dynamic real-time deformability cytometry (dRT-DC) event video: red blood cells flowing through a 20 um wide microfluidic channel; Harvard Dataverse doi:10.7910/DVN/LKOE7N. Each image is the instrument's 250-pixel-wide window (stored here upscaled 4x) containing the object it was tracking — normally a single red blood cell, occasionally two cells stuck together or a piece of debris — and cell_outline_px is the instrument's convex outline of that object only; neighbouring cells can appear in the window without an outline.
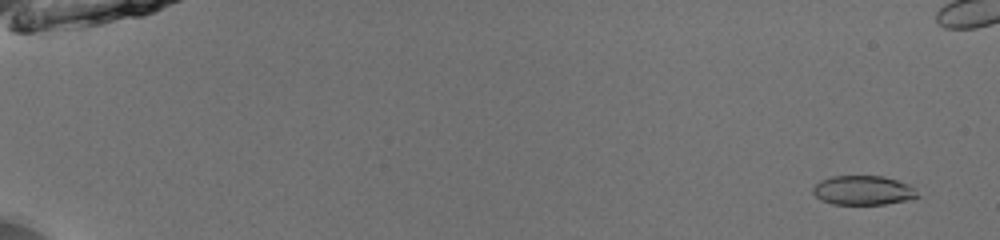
{"species": "common noctule bat (a hibernating species)", "species_latin": "Nyctalus noctula", "temperature_condition": "room temperature", "stored_images_in_passage": 49, "camera_frame_rate_fps": 3000, "um_per_image_px": 0.085, "animal": {"sex": "male", "body_mass_g": 13.0, "forearm_length_mm": 53.1}, "frame": {"image": 1, "passage_image": 3, "time_ms": 0.667, "image_size_px": [1000, 240], "cell_outline_px": [[920, 196], [908, 200], [884, 204], [832, 204], [816, 196], [812, 192], [812, 188], [820, 180], [832, 176], [884, 176], [908, 184]], "centroid_in_image_um": [73.35, 16.17], "position_along_channel_um": 11.6, "area_um2": 17.69}}
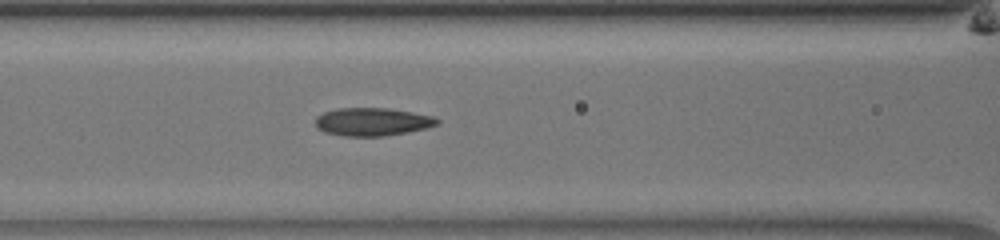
{"frame": {"image": 2, "passage_image": 25, "time_ms": 8.0, "image_size_px": [1000, 240], "cell_outline_px": [[440, 124], [428, 128], [384, 136], [344, 136], [324, 132], [316, 128], [316, 116], [324, 112], [336, 108], [388, 108], [412, 112], [432, 116], [440, 120]], "centroid_in_image_um": [31.65, 10.35], "position_along_channel_um": 134.9, "area_um2": 20.0}}
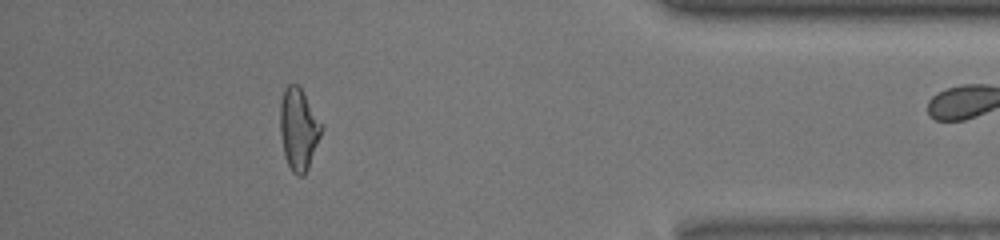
{"frame": {"image": 3, "passage_image": 48, "time_ms": 15.667, "image_size_px": [1000, 240], "cell_outline_px": [[324, 128], [308, 168], [304, 176], [296, 176], [292, 172], [284, 156], [280, 132], [280, 104], [284, 88], [288, 84], [296, 84], [300, 88]], "centroid_in_image_um": [25.37, 11.01], "position_along_channel_um": 409.8, "area_um2": 19.59}}